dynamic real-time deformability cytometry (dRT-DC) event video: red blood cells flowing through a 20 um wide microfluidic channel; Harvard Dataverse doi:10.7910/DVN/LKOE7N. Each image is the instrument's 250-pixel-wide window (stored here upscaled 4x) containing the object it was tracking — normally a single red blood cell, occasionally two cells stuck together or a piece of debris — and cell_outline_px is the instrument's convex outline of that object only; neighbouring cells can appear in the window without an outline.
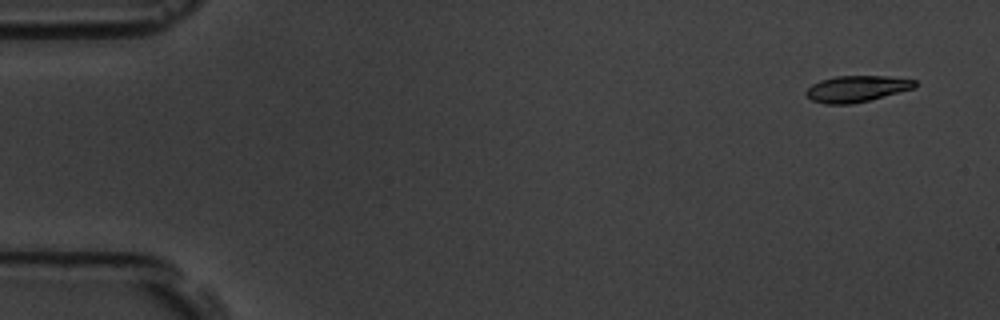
{"species": "common noctule bat (a hibernating species)", "species_latin": "Nyctalus noctula", "temperature_condition": "room temperature", "stored_images_in_passage": 6, "camera_frame_rate_fps": 3000, "um_per_image_px": 0.085, "animal": {"sex": "male", "body_mass_g": 19.5, "forearm_length_mm": 54.6}, "frame": {"image": 1, "passage_image": 1, "time_ms": 0.0, "image_size_px": [1000, 320], "cell_outline_px": [[916, 88], [852, 104], [824, 104], [812, 100], [804, 92], [812, 84], [820, 80], [836, 76], [888, 76], [916, 80]], "centroid_in_image_um": [72.82, 7.54], "position_along_channel_um": 12.2, "area_um2": 16.65}}
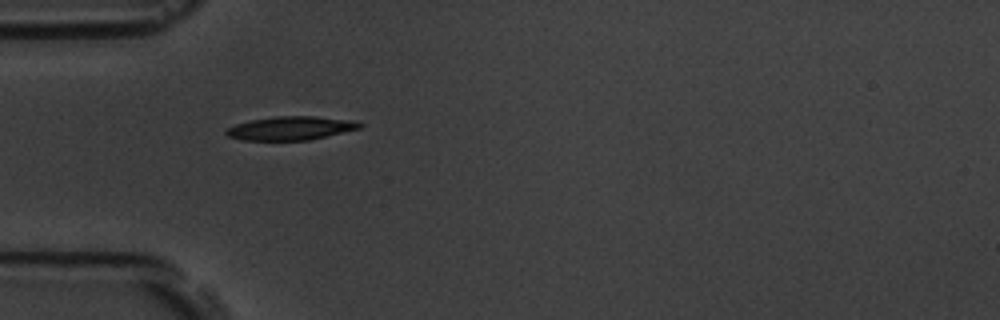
{"frame": {"image": 2, "passage_image": 5, "time_ms": 4.667, "image_size_px": [1000, 320], "cell_outline_px": [[364, 124], [360, 128], [308, 140], [244, 140], [228, 136], [224, 132], [228, 128], [236, 124], [252, 120], [276, 116], [316, 116], [356, 120]], "centroid_in_image_um": [24.75, 10.89], "position_along_channel_um": 60.3, "area_um2": 18.26}}
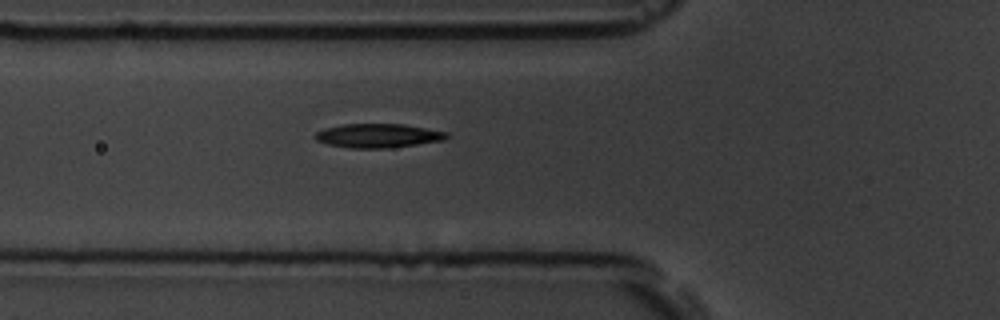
{"frame": {"image": 3, "passage_image": 6, "time_ms": 5.667, "image_size_px": [1000, 320], "cell_outline_px": [[448, 136], [444, 140], [388, 148], [352, 148], [328, 144], [316, 140], [312, 136], [316, 132], [324, 128], [344, 124], [404, 124], [448, 132]], "centroid_in_image_um": [32.11, 11.53], "position_along_channel_um": 93.7, "area_um2": 18.32}}